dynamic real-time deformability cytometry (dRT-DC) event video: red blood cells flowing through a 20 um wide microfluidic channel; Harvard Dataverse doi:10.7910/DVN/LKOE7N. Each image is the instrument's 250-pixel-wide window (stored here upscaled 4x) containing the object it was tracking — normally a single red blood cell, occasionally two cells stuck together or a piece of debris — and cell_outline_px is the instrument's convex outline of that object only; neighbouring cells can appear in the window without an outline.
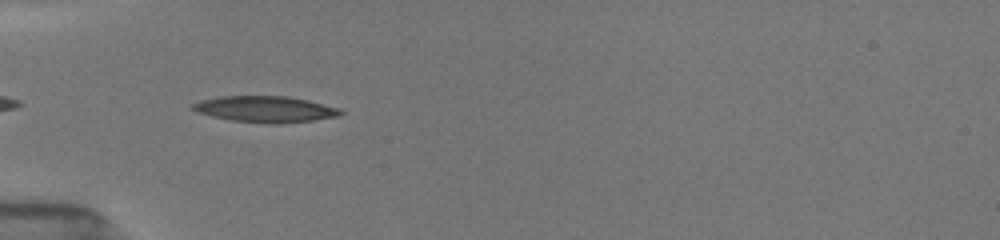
{"species": "common noctule bat (a hibernating species)", "species_latin": "Nyctalus noctula", "temperature_condition": "room temperature", "stored_images_in_passage": 37, "camera_frame_rate_fps": 3000, "um_per_image_px": 0.085, "animal": {"sex": "female", "body_mass_g": 19.5, "forearm_length_mm": 54.1}, "frame": {"image": 1, "passage_image": 2, "time_ms": 0.333, "image_size_px": [1000, 240], "cell_outline_px": [[344, 112], [340, 116], [312, 120], [276, 124], [272, 124], [232, 120], [212, 116], [200, 112], [192, 108], [192, 104], [200, 100], [220, 96], [288, 96], [308, 100], [340, 108]], "centroid_in_image_um": [22.59, 9.27], "position_along_channel_um": 62.4, "area_um2": 22.43}}
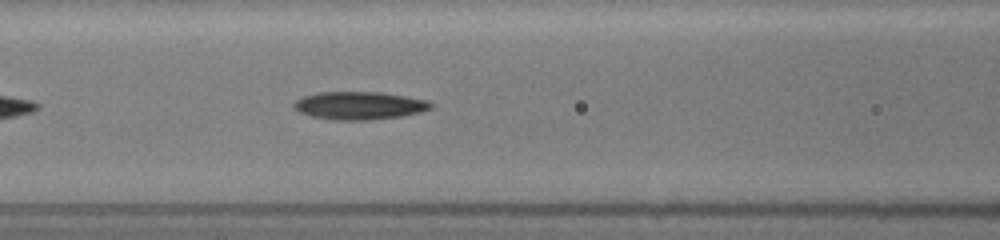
{"frame": {"image": 2, "passage_image": 8, "time_ms": 2.333, "image_size_px": [1000, 240], "cell_outline_px": [[432, 108], [420, 112], [400, 116], [372, 120], [332, 120], [312, 116], [300, 112], [292, 108], [292, 104], [296, 100], [304, 96], [316, 92], [380, 92], [428, 100], [432, 104]], "centroid_in_image_um": [30.51, 8.97], "position_along_channel_um": 136.1, "area_um2": 22.31}}
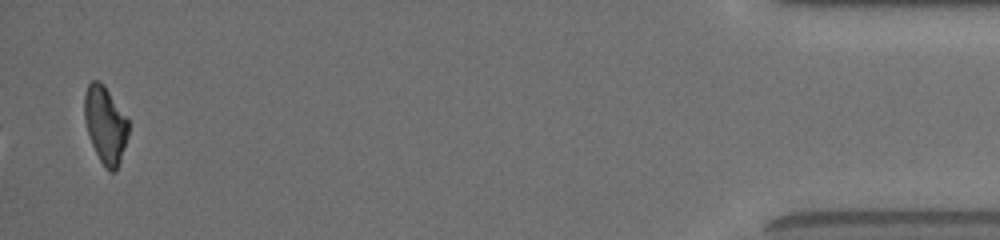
{"frame": {"image": 3, "passage_image": 36, "time_ms": 11.667, "image_size_px": [1000, 240], "cell_outline_px": [[128, 136], [116, 172], [108, 172], [100, 160], [92, 144], [84, 120], [84, 96], [88, 84], [92, 80], [100, 80], [104, 84], [128, 120]], "centroid_in_image_um": [8.94, 10.6], "position_along_channel_um": 426.3, "area_um2": 19.65}, "authors_computed_cell_mechanics": {"area_um2": 21.2126, "velocity_mm_per_s": 3.938, "shape_relaxation_time_tau1_ms": 4.7663, "shape_relaxation_time_tau2_ms": 7.6286, "deformation_change_tau1": 0.1875, "deformation_change_tau2": 0.2057}}